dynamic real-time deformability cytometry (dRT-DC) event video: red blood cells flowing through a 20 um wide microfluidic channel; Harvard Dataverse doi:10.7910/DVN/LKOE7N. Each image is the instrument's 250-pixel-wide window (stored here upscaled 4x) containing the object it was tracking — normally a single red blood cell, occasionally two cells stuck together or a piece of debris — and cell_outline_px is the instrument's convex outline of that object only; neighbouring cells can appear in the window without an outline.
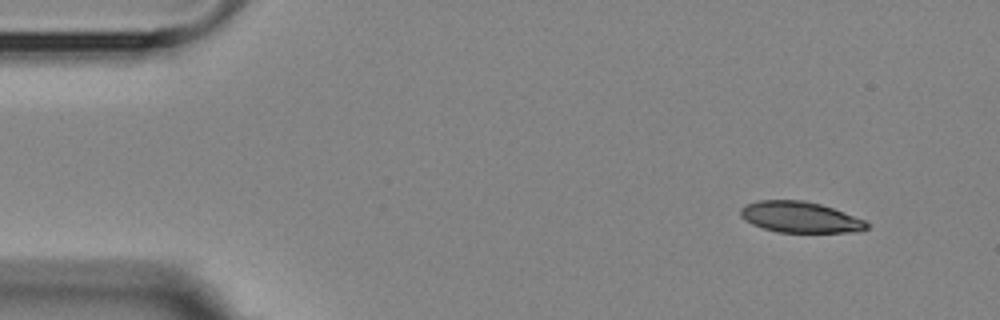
{"species": "Egyptian fruit bat (a non-hibernating species)", "species_latin": "Rousettus aegyptiacus", "temperature_condition": "room temperature", "stored_images_in_passage": 4, "camera_frame_rate_fps": 3000, "um_per_image_px": 0.085, "animal": {"sex": "female"}, "frame": {"image": 1, "passage_image": 1, "time_ms": 0.0, "image_size_px": [1000, 320], "cell_outline_px": [[868, 228], [860, 232], [780, 232], [764, 228], [752, 224], [744, 220], [740, 216], [740, 208], [748, 204], [760, 200], [804, 200], [820, 204], [832, 208], [864, 220], [868, 224]], "centroid_in_image_um": [68.0, 18.46], "position_along_channel_um": 17.0, "area_um2": 22.6}}
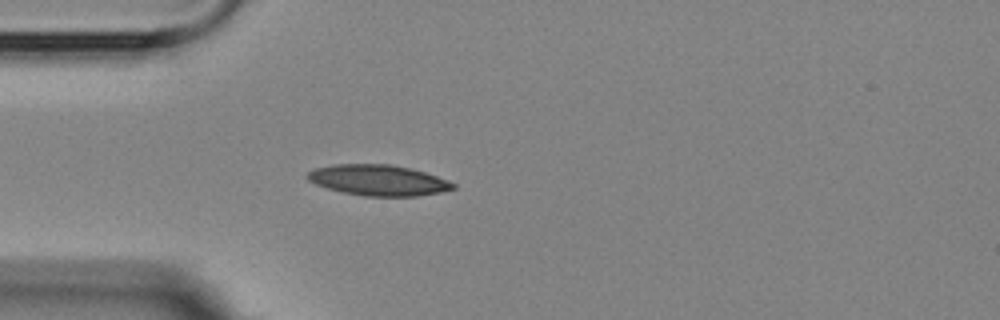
{"frame": {"image": 2, "passage_image": 4, "time_ms": 3.333, "image_size_px": [1000, 320], "cell_outline_px": [[456, 188], [440, 192], [416, 196], [364, 196], [344, 192], [328, 188], [316, 184], [308, 180], [304, 176], [308, 172], [316, 168], [332, 164], [392, 164], [412, 168], [448, 180], [456, 184]], "centroid_in_image_um": [32.15, 15.31], "position_along_channel_um": 52.8, "area_um2": 26.13}}